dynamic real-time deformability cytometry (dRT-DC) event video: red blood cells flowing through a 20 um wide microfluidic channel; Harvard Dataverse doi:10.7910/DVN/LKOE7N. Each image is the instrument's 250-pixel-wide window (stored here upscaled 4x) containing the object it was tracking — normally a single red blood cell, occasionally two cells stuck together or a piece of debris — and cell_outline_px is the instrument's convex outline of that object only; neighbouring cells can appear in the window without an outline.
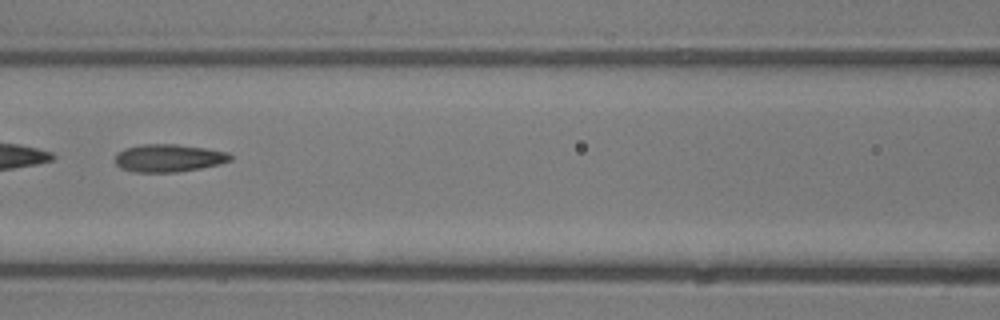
{"species": "common noctule bat (a hibernating species)", "species_latin": "Nyctalus noctula", "temperature_condition": "room temperature", "stored_images_in_passage": 38, "camera_frame_rate_fps": 3000, "um_per_image_px": 0.085, "animal": {"sex": "male", "body_mass_g": 13.3}, "frame": {"image": 1, "passage_image": 12, "time_ms": 3.667, "image_size_px": [1000, 320], "cell_outline_px": [[232, 160], [220, 164], [200, 168], [176, 172], [132, 172], [120, 168], [116, 164], [116, 152], [124, 148], [140, 144], [176, 144], [204, 148], [228, 152], [232, 156]], "centroid_in_image_um": [14.31, 13.43], "position_along_channel_um": 152.3, "area_um2": 18.73}, "authors_computed_cell_mechanics": {"area_um2": 18.7272, "velocity_mm_per_s": 4.1969, "shape_relaxation_time_tau1_ms": null, "shape_relaxation_time_tau2_ms": 1.6473, "deformation_change_tau1": null, "deformation_change_tau2": 0.0993}}